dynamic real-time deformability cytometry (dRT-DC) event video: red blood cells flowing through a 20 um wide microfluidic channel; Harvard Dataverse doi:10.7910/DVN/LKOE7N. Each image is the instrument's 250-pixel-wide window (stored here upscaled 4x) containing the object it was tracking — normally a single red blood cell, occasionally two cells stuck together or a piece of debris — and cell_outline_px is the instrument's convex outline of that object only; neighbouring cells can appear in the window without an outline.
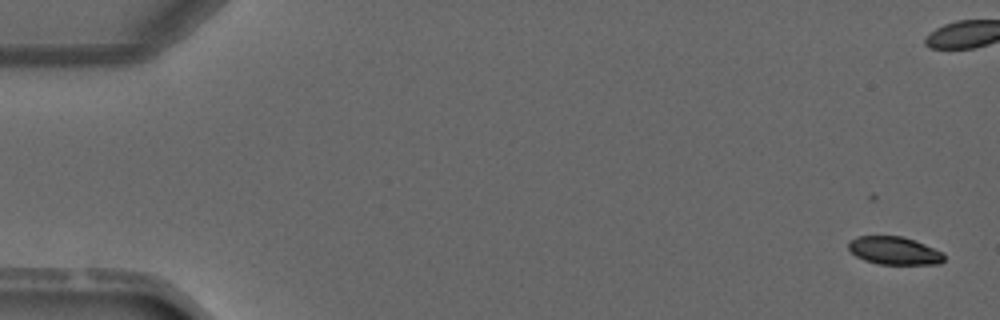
{"species": "common noctule bat (a hibernating species)", "species_latin": "Nyctalus noctula", "temperature_condition": "warm", "stored_images_in_passage": 5, "camera_frame_rate_fps": 3000, "um_per_image_px": 0.085, "animal": {"sex": "male", "forearm_length_mm": 52.5}, "frame": {"image": 1, "passage_image": 1, "time_ms": 0.0, "image_size_px": [1000, 320], "cell_outline_px": [[944, 260], [940, 264], [880, 264], [864, 260], [856, 256], [848, 248], [848, 240], [856, 236], [904, 236], [944, 252]], "centroid_in_image_um": [76.01, 21.3], "position_along_channel_um": 9.0, "area_um2": 15.66}}
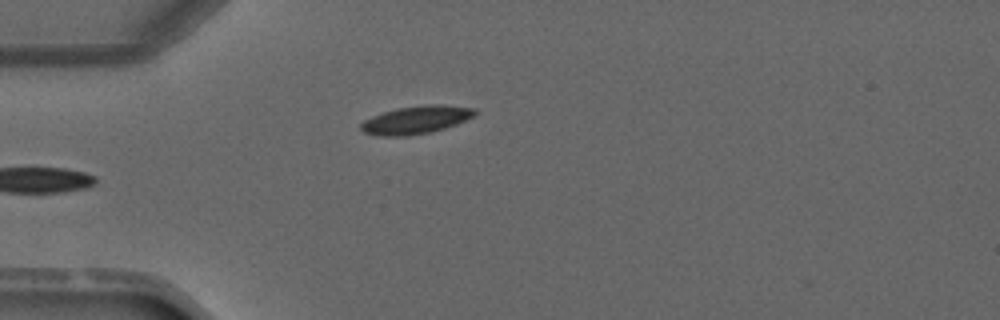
{"frame": {"image": 2, "passage_image": 5, "time_ms": 4.667, "image_size_px": [1000, 320], "cell_outline_px": [[476, 112], [472, 116], [456, 124], [444, 128], [428, 132], [404, 136], [380, 136], [364, 132], [360, 128], [360, 124], [364, 120], [372, 116], [396, 108], [428, 104], [444, 104], [476, 108]], "centroid_in_image_um": [35.35, 10.17], "position_along_channel_um": 49.7, "area_um2": 18.38}}